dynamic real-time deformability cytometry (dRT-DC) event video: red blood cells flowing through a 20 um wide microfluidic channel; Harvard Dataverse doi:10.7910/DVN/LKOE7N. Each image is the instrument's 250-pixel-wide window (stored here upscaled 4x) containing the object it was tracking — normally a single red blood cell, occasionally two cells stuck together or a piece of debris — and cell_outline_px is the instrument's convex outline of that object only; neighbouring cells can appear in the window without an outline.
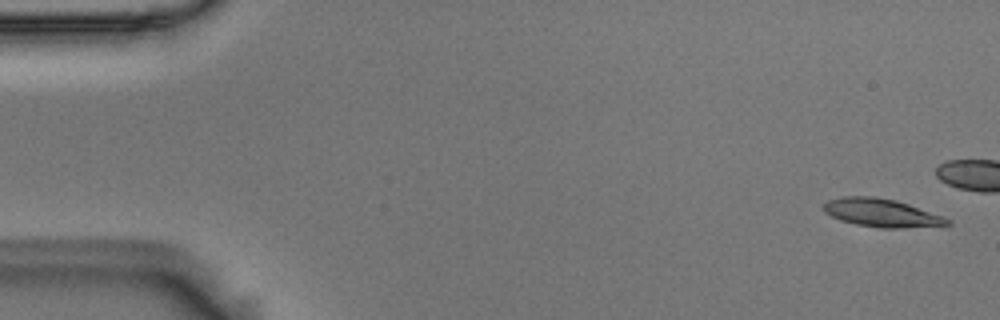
{"species": "Egyptian fruit bat (a non-hibernating species)", "species_latin": "Rousettus aegyptiacus", "temperature_condition": "room temperature", "stored_images_in_passage": 4, "camera_frame_rate_fps": 3000, "um_per_image_px": 0.085, "animal": {"sex": "male"}, "frame": {"image": 1, "passage_image": 1, "time_ms": 0.0, "image_size_px": [1000, 320], "cell_outline_px": [[952, 224], [900, 228], [880, 228], [856, 224], [840, 220], [824, 212], [824, 204], [828, 200], [844, 196], [876, 196], [896, 200], [944, 216], [952, 220]], "centroid_in_image_um": [74.94, 18.08], "position_along_channel_um": 10.1, "area_um2": 20.29}}